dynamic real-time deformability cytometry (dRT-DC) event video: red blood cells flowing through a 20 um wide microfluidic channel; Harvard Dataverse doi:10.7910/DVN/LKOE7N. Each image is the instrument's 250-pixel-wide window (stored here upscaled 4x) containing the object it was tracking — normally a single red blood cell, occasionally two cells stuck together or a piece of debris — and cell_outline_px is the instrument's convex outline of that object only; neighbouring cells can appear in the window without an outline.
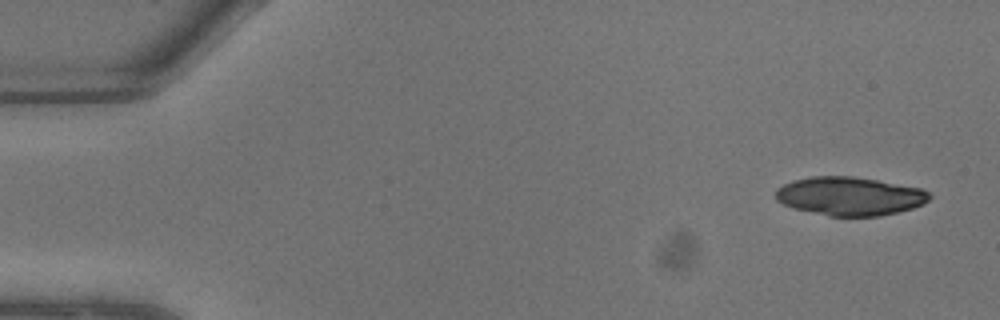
{"species": "common noctule bat (a hibernating species)", "species_latin": "Nyctalus noctula", "temperature_condition": "warm", "stored_images_in_passage": 6, "camera_frame_rate_fps": 3000, "um_per_image_px": 0.085, "animal": {"sex": "male", "body_mass_g": 13.3}, "frame": {"image": 1, "passage_image": 1, "time_ms": 0.0, "image_size_px": [1000, 320], "cell_outline_px": [[932, 196], [924, 204], [912, 208], [880, 216], [828, 216], [792, 208], [776, 200], [776, 188], [792, 180], [812, 176], [852, 176], [876, 180], [920, 188], [928, 192]], "centroid_in_image_um": [72.2, 16.67], "position_along_channel_um": 12.8, "area_um2": 34.51}}